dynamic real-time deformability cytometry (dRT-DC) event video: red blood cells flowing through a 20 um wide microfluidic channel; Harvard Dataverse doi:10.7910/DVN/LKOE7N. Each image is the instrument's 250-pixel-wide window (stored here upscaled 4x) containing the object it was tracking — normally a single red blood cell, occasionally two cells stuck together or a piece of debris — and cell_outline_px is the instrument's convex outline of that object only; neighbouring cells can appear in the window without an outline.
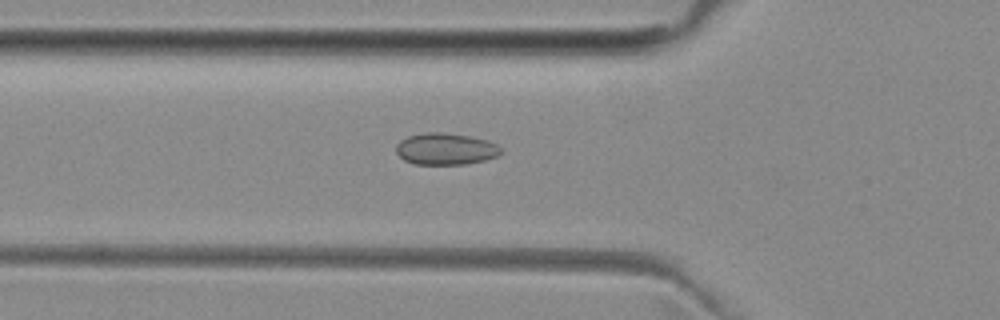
{"species": "common noctule bat (a hibernating species)", "species_latin": "Nyctalus noctula", "temperature_condition": "room temperature", "stored_images_in_passage": 43, "camera_frame_rate_fps": 3000, "um_per_image_px": 0.085, "animal": {"sex": "female", "body_mass_g": 29.2, "forearm_length_mm": 56.3}, "frame": {"image": 1, "passage_image": 15, "time_ms": 4.667, "image_size_px": [1000, 320], "cell_outline_px": [[504, 152], [496, 156], [484, 160], [468, 164], [416, 164], [404, 160], [396, 152], [396, 144], [400, 140], [408, 136], [424, 132], [444, 132], [468, 136], [488, 140], [496, 144]], "centroid_in_image_um": [37.87, 12.65], "position_along_channel_um": 87.9, "area_um2": 19.42}}
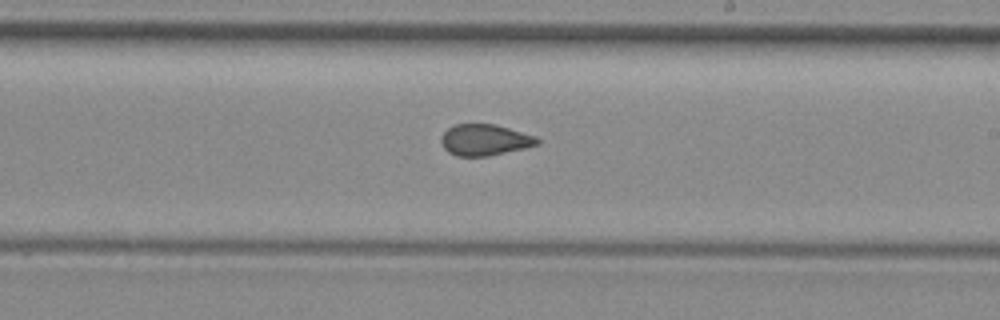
{"frame": {"image": 2, "passage_image": 27, "time_ms": 8.667, "image_size_px": [1000, 320], "cell_outline_px": [[540, 144], [524, 148], [488, 156], [456, 156], [448, 152], [444, 148], [440, 140], [440, 136], [448, 128], [456, 124], [492, 124], [508, 128], [536, 136], [540, 140]], "centroid_in_image_um": [41.19, 11.9], "position_along_channel_um": 247.8, "area_um2": 17.46}}
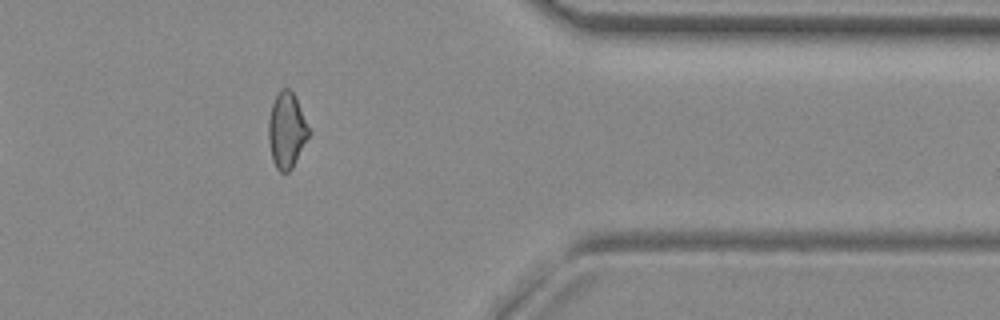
{"frame": {"image": 3, "passage_image": 39, "time_ms": 12.667, "image_size_px": [1000, 320], "cell_outline_px": [[308, 136], [292, 168], [288, 172], [280, 172], [276, 168], [272, 160], [268, 140], [268, 120], [272, 104], [280, 88], [288, 88], [292, 92], [296, 100], [308, 128]], "centroid_in_image_um": [24.31, 11.1], "position_along_channel_um": 387.1, "area_um2": 17.28}, "authors_computed_cell_mechanics": {"area_um2": 18.2648, "velocity_mm_per_s": 3.9933, "shape_relaxation_time_tau1_ms": null, "shape_relaxation_time_tau2_ms": 1.0923, "deformation_change_tau1": null, "deformation_change_tau2": 0.0675}}